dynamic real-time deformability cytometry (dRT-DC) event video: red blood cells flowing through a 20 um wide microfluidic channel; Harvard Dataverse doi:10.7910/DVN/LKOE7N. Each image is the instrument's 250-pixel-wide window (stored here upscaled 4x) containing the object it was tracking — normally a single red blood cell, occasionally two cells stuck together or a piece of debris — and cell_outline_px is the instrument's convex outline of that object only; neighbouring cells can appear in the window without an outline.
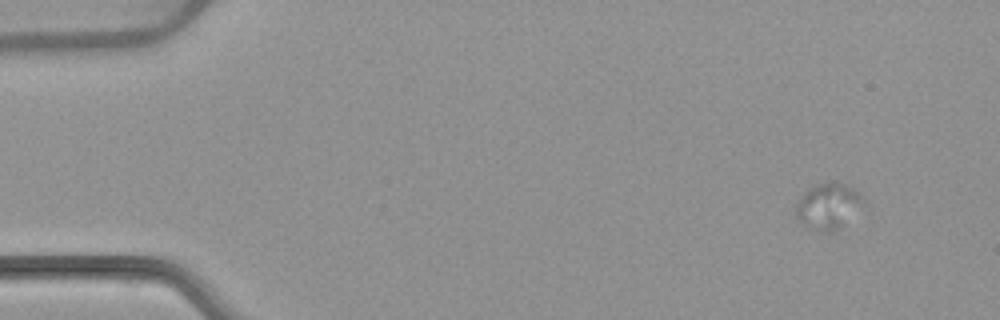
{"species": "common noctule bat (a hibernating species)", "species_latin": "Nyctalus noctula", "temperature_condition": "warm", "stored_images_in_passage": 5, "camera_frame_rate_fps": 3000, "um_per_image_px": 0.085, "animal": {"sex": "female", "body_mass_g": 22.7, "forearm_length_mm": 54.2}, "frame": {"image": 1, "passage_image": 2, "time_ms": 1.333, "image_size_px": [1000, 320], "cell_outline_px": [[868, 204], [840, 228], [832, 232], [824, 232], [812, 228], [796, 220], [796, 204], [804, 192], [812, 184], [844, 184], [860, 192]], "centroid_in_image_um": [70.45, 17.54], "position_along_channel_um": 14.6, "area_um2": 18.21}}
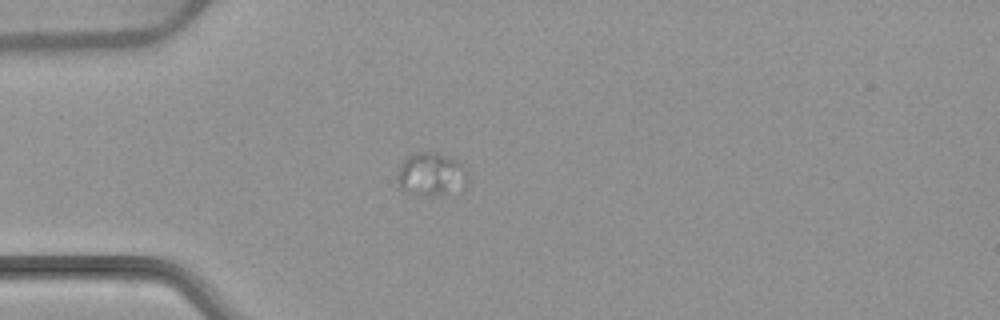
{"frame": {"image": 2, "passage_image": 5, "time_ms": 5.0, "image_size_px": [1000, 320], "cell_outline_px": [[468, 188], [464, 192], [436, 196], [416, 196], [404, 192], [400, 188], [396, 180], [396, 176], [400, 164], [408, 156], [416, 152], [436, 152], [456, 160], [468, 172]], "centroid_in_image_um": [36.68, 14.89], "position_along_channel_um": 48.3, "area_um2": 18.73}}